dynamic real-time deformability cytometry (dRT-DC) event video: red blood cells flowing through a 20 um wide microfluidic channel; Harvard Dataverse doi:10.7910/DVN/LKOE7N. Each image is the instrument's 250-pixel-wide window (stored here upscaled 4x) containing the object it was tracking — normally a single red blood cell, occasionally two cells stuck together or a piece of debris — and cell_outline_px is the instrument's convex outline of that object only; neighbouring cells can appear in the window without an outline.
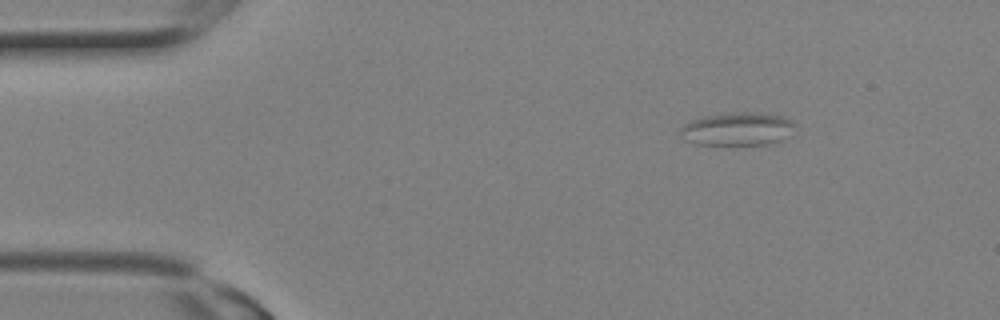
{"species": "Egyptian fruit bat (a non-hibernating species)", "species_latin": "Rousettus aegyptiacus", "temperature_condition": "room temperature", "stored_images_in_passage": 4, "camera_frame_rate_fps": 3000, "um_per_image_px": 0.085, "animal": {"sex": "female"}, "frame": {"image": 1, "passage_image": 4, "time_ms": 1.0, "image_size_px": [1000, 320], "cell_outline_px": [[796, 124], [784, 140], [768, 144], [696, 144], [684, 140], [680, 136], [680, 128], [684, 124], [692, 120], [704, 116], [740, 112], [756, 112], [784, 116]], "centroid_in_image_um": [62.68, 10.96], "position_along_channel_um": 22.3, "area_um2": 22.08}}